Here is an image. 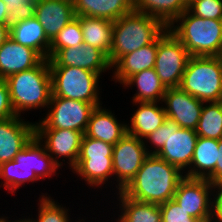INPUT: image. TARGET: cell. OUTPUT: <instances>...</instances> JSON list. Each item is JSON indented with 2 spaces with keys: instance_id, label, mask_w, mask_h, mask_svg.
I'll return each instance as SVG.
<instances>
[{
  "instance_id": "5",
  "label": "cell",
  "mask_w": 222,
  "mask_h": 222,
  "mask_svg": "<svg viewBox=\"0 0 222 222\" xmlns=\"http://www.w3.org/2000/svg\"><path fill=\"white\" fill-rule=\"evenodd\" d=\"M197 138L195 130L181 128L175 121L166 118L144 139V144L149 155L166 160L184 173L190 167Z\"/></svg>"
},
{
  "instance_id": "6",
  "label": "cell",
  "mask_w": 222,
  "mask_h": 222,
  "mask_svg": "<svg viewBox=\"0 0 222 222\" xmlns=\"http://www.w3.org/2000/svg\"><path fill=\"white\" fill-rule=\"evenodd\" d=\"M167 28L190 56H217L222 48V20L200 18L185 10Z\"/></svg>"
},
{
  "instance_id": "37",
  "label": "cell",
  "mask_w": 222,
  "mask_h": 222,
  "mask_svg": "<svg viewBox=\"0 0 222 222\" xmlns=\"http://www.w3.org/2000/svg\"><path fill=\"white\" fill-rule=\"evenodd\" d=\"M219 157L217 159L215 170L206 178L211 184L222 183V138L218 140Z\"/></svg>"
},
{
  "instance_id": "30",
  "label": "cell",
  "mask_w": 222,
  "mask_h": 222,
  "mask_svg": "<svg viewBox=\"0 0 222 222\" xmlns=\"http://www.w3.org/2000/svg\"><path fill=\"white\" fill-rule=\"evenodd\" d=\"M195 131L200 137L217 140L222 138V101L203 103Z\"/></svg>"
},
{
  "instance_id": "26",
  "label": "cell",
  "mask_w": 222,
  "mask_h": 222,
  "mask_svg": "<svg viewBox=\"0 0 222 222\" xmlns=\"http://www.w3.org/2000/svg\"><path fill=\"white\" fill-rule=\"evenodd\" d=\"M218 157V140L198 136L190 167L184 176L206 179L215 170Z\"/></svg>"
},
{
  "instance_id": "9",
  "label": "cell",
  "mask_w": 222,
  "mask_h": 222,
  "mask_svg": "<svg viewBox=\"0 0 222 222\" xmlns=\"http://www.w3.org/2000/svg\"><path fill=\"white\" fill-rule=\"evenodd\" d=\"M52 78V96L102 105L98 73L70 66H49ZM101 88V89H100Z\"/></svg>"
},
{
  "instance_id": "31",
  "label": "cell",
  "mask_w": 222,
  "mask_h": 222,
  "mask_svg": "<svg viewBox=\"0 0 222 222\" xmlns=\"http://www.w3.org/2000/svg\"><path fill=\"white\" fill-rule=\"evenodd\" d=\"M38 199V214L36 215V218H33L31 214L28 216V218L31 220V222H79L82 217H78L77 220H73V217L70 218L71 212L64 206L63 204H60L58 200H55L51 197V195L47 193H41L39 195Z\"/></svg>"
},
{
  "instance_id": "1",
  "label": "cell",
  "mask_w": 222,
  "mask_h": 222,
  "mask_svg": "<svg viewBox=\"0 0 222 222\" xmlns=\"http://www.w3.org/2000/svg\"><path fill=\"white\" fill-rule=\"evenodd\" d=\"M184 177L177 166L149 155L122 192L131 199L160 205L173 199L178 183Z\"/></svg>"
},
{
  "instance_id": "3",
  "label": "cell",
  "mask_w": 222,
  "mask_h": 222,
  "mask_svg": "<svg viewBox=\"0 0 222 222\" xmlns=\"http://www.w3.org/2000/svg\"><path fill=\"white\" fill-rule=\"evenodd\" d=\"M4 80L8 86L16 116L24 117L25 112L37 109L40 113L43 111L46 113L52 96V78L48 59H44L36 67L10 75ZM41 108L44 110L42 111Z\"/></svg>"
},
{
  "instance_id": "41",
  "label": "cell",
  "mask_w": 222,
  "mask_h": 222,
  "mask_svg": "<svg viewBox=\"0 0 222 222\" xmlns=\"http://www.w3.org/2000/svg\"><path fill=\"white\" fill-rule=\"evenodd\" d=\"M8 37L9 29L5 25L0 24V47L7 40Z\"/></svg>"
},
{
  "instance_id": "7",
  "label": "cell",
  "mask_w": 222,
  "mask_h": 222,
  "mask_svg": "<svg viewBox=\"0 0 222 222\" xmlns=\"http://www.w3.org/2000/svg\"><path fill=\"white\" fill-rule=\"evenodd\" d=\"M113 146L84 134L78 160L71 172L76 174L82 183L84 181L88 188L98 189L105 184L106 187L103 188H108L107 186L113 182L111 181L113 180Z\"/></svg>"
},
{
  "instance_id": "21",
  "label": "cell",
  "mask_w": 222,
  "mask_h": 222,
  "mask_svg": "<svg viewBox=\"0 0 222 222\" xmlns=\"http://www.w3.org/2000/svg\"><path fill=\"white\" fill-rule=\"evenodd\" d=\"M137 106L126 123L127 133L144 140L157 130L167 118L162 102H132ZM161 104V105H160Z\"/></svg>"
},
{
  "instance_id": "44",
  "label": "cell",
  "mask_w": 222,
  "mask_h": 222,
  "mask_svg": "<svg viewBox=\"0 0 222 222\" xmlns=\"http://www.w3.org/2000/svg\"><path fill=\"white\" fill-rule=\"evenodd\" d=\"M218 59L220 60L221 66H222V48L220 49L219 54L217 55Z\"/></svg>"
},
{
  "instance_id": "22",
  "label": "cell",
  "mask_w": 222,
  "mask_h": 222,
  "mask_svg": "<svg viewBox=\"0 0 222 222\" xmlns=\"http://www.w3.org/2000/svg\"><path fill=\"white\" fill-rule=\"evenodd\" d=\"M158 49V38L151 44L122 56L112 66V80L120 86L133 74L154 68Z\"/></svg>"
},
{
  "instance_id": "28",
  "label": "cell",
  "mask_w": 222,
  "mask_h": 222,
  "mask_svg": "<svg viewBox=\"0 0 222 222\" xmlns=\"http://www.w3.org/2000/svg\"><path fill=\"white\" fill-rule=\"evenodd\" d=\"M75 17L80 21L84 43L98 48L109 57L113 38V22L103 18Z\"/></svg>"
},
{
  "instance_id": "19",
  "label": "cell",
  "mask_w": 222,
  "mask_h": 222,
  "mask_svg": "<svg viewBox=\"0 0 222 222\" xmlns=\"http://www.w3.org/2000/svg\"><path fill=\"white\" fill-rule=\"evenodd\" d=\"M35 17L52 41L75 18L74 6L68 0H36Z\"/></svg>"
},
{
  "instance_id": "15",
  "label": "cell",
  "mask_w": 222,
  "mask_h": 222,
  "mask_svg": "<svg viewBox=\"0 0 222 222\" xmlns=\"http://www.w3.org/2000/svg\"><path fill=\"white\" fill-rule=\"evenodd\" d=\"M49 66H70L90 70L103 75L112 71L108 56L98 48L82 43L79 46L59 49L51 58Z\"/></svg>"
},
{
  "instance_id": "33",
  "label": "cell",
  "mask_w": 222,
  "mask_h": 222,
  "mask_svg": "<svg viewBox=\"0 0 222 222\" xmlns=\"http://www.w3.org/2000/svg\"><path fill=\"white\" fill-rule=\"evenodd\" d=\"M187 10L200 18L222 20V0H190Z\"/></svg>"
},
{
  "instance_id": "16",
  "label": "cell",
  "mask_w": 222,
  "mask_h": 222,
  "mask_svg": "<svg viewBox=\"0 0 222 222\" xmlns=\"http://www.w3.org/2000/svg\"><path fill=\"white\" fill-rule=\"evenodd\" d=\"M203 103L180 87L167 88L162 100L167 118L192 130L197 128Z\"/></svg>"
},
{
  "instance_id": "14",
  "label": "cell",
  "mask_w": 222,
  "mask_h": 222,
  "mask_svg": "<svg viewBox=\"0 0 222 222\" xmlns=\"http://www.w3.org/2000/svg\"><path fill=\"white\" fill-rule=\"evenodd\" d=\"M83 133L70 129H35V136L60 166L72 169L78 160ZM66 161V163H65Z\"/></svg>"
},
{
  "instance_id": "13",
  "label": "cell",
  "mask_w": 222,
  "mask_h": 222,
  "mask_svg": "<svg viewBox=\"0 0 222 222\" xmlns=\"http://www.w3.org/2000/svg\"><path fill=\"white\" fill-rule=\"evenodd\" d=\"M173 199L191 217L200 222H214V185L207 179L184 177Z\"/></svg>"
},
{
  "instance_id": "35",
  "label": "cell",
  "mask_w": 222,
  "mask_h": 222,
  "mask_svg": "<svg viewBox=\"0 0 222 222\" xmlns=\"http://www.w3.org/2000/svg\"><path fill=\"white\" fill-rule=\"evenodd\" d=\"M35 3L36 0H28L24 2L21 7H14L12 10H9L5 20V26L10 29L22 20L34 17Z\"/></svg>"
},
{
  "instance_id": "42",
  "label": "cell",
  "mask_w": 222,
  "mask_h": 222,
  "mask_svg": "<svg viewBox=\"0 0 222 222\" xmlns=\"http://www.w3.org/2000/svg\"><path fill=\"white\" fill-rule=\"evenodd\" d=\"M9 218L10 217H6L4 214H2V216L0 215V222H17V220L18 219H15V218H13L14 219V221L13 220H9Z\"/></svg>"
},
{
  "instance_id": "11",
  "label": "cell",
  "mask_w": 222,
  "mask_h": 222,
  "mask_svg": "<svg viewBox=\"0 0 222 222\" xmlns=\"http://www.w3.org/2000/svg\"><path fill=\"white\" fill-rule=\"evenodd\" d=\"M190 54L168 28L158 37L155 71L166 88L179 87Z\"/></svg>"
},
{
  "instance_id": "23",
  "label": "cell",
  "mask_w": 222,
  "mask_h": 222,
  "mask_svg": "<svg viewBox=\"0 0 222 222\" xmlns=\"http://www.w3.org/2000/svg\"><path fill=\"white\" fill-rule=\"evenodd\" d=\"M75 16H87L116 21L135 11L134 0H75Z\"/></svg>"
},
{
  "instance_id": "39",
  "label": "cell",
  "mask_w": 222,
  "mask_h": 222,
  "mask_svg": "<svg viewBox=\"0 0 222 222\" xmlns=\"http://www.w3.org/2000/svg\"><path fill=\"white\" fill-rule=\"evenodd\" d=\"M8 15V7L5 2L0 0V24L5 25V20Z\"/></svg>"
},
{
  "instance_id": "17",
  "label": "cell",
  "mask_w": 222,
  "mask_h": 222,
  "mask_svg": "<svg viewBox=\"0 0 222 222\" xmlns=\"http://www.w3.org/2000/svg\"><path fill=\"white\" fill-rule=\"evenodd\" d=\"M24 118L14 116L0 120V165L14 160L35 136V122Z\"/></svg>"
},
{
  "instance_id": "34",
  "label": "cell",
  "mask_w": 222,
  "mask_h": 222,
  "mask_svg": "<svg viewBox=\"0 0 222 222\" xmlns=\"http://www.w3.org/2000/svg\"><path fill=\"white\" fill-rule=\"evenodd\" d=\"M162 222H200L191 217L183 208H181L174 199L160 204Z\"/></svg>"
},
{
  "instance_id": "40",
  "label": "cell",
  "mask_w": 222,
  "mask_h": 222,
  "mask_svg": "<svg viewBox=\"0 0 222 222\" xmlns=\"http://www.w3.org/2000/svg\"><path fill=\"white\" fill-rule=\"evenodd\" d=\"M2 1L7 4L8 11H9V10H12L14 7H18V8L21 7L23 3L28 0H2Z\"/></svg>"
},
{
  "instance_id": "4",
  "label": "cell",
  "mask_w": 222,
  "mask_h": 222,
  "mask_svg": "<svg viewBox=\"0 0 222 222\" xmlns=\"http://www.w3.org/2000/svg\"><path fill=\"white\" fill-rule=\"evenodd\" d=\"M166 29L158 18L136 11L118 18L113 22L111 66L122 56L153 43Z\"/></svg>"
},
{
  "instance_id": "18",
  "label": "cell",
  "mask_w": 222,
  "mask_h": 222,
  "mask_svg": "<svg viewBox=\"0 0 222 222\" xmlns=\"http://www.w3.org/2000/svg\"><path fill=\"white\" fill-rule=\"evenodd\" d=\"M43 60L36 50L8 37L0 47V79L36 67Z\"/></svg>"
},
{
  "instance_id": "2",
  "label": "cell",
  "mask_w": 222,
  "mask_h": 222,
  "mask_svg": "<svg viewBox=\"0 0 222 222\" xmlns=\"http://www.w3.org/2000/svg\"><path fill=\"white\" fill-rule=\"evenodd\" d=\"M59 168L60 166L48 154L45 146L34 136L14 160L0 165V187L2 186L5 192L8 191L14 196L20 187L25 186V183L33 184L46 178L50 180L55 175L59 177Z\"/></svg>"
},
{
  "instance_id": "27",
  "label": "cell",
  "mask_w": 222,
  "mask_h": 222,
  "mask_svg": "<svg viewBox=\"0 0 222 222\" xmlns=\"http://www.w3.org/2000/svg\"><path fill=\"white\" fill-rule=\"evenodd\" d=\"M9 37L21 45L36 50L44 59L49 58L51 41L35 16L22 20L10 28Z\"/></svg>"
},
{
  "instance_id": "29",
  "label": "cell",
  "mask_w": 222,
  "mask_h": 222,
  "mask_svg": "<svg viewBox=\"0 0 222 222\" xmlns=\"http://www.w3.org/2000/svg\"><path fill=\"white\" fill-rule=\"evenodd\" d=\"M135 11L158 18L167 27L188 9L187 0H134Z\"/></svg>"
},
{
  "instance_id": "12",
  "label": "cell",
  "mask_w": 222,
  "mask_h": 222,
  "mask_svg": "<svg viewBox=\"0 0 222 222\" xmlns=\"http://www.w3.org/2000/svg\"><path fill=\"white\" fill-rule=\"evenodd\" d=\"M148 156L144 140L128 133L113 146L111 186L115 184L116 187L112 189L115 193L122 191L131 182Z\"/></svg>"
},
{
  "instance_id": "43",
  "label": "cell",
  "mask_w": 222,
  "mask_h": 222,
  "mask_svg": "<svg viewBox=\"0 0 222 222\" xmlns=\"http://www.w3.org/2000/svg\"><path fill=\"white\" fill-rule=\"evenodd\" d=\"M23 218H18L17 222H31V220L25 215ZM26 217V218H25Z\"/></svg>"
},
{
  "instance_id": "10",
  "label": "cell",
  "mask_w": 222,
  "mask_h": 222,
  "mask_svg": "<svg viewBox=\"0 0 222 222\" xmlns=\"http://www.w3.org/2000/svg\"><path fill=\"white\" fill-rule=\"evenodd\" d=\"M95 107L79 100L51 97L47 113L35 121V129H70L85 134Z\"/></svg>"
},
{
  "instance_id": "24",
  "label": "cell",
  "mask_w": 222,
  "mask_h": 222,
  "mask_svg": "<svg viewBox=\"0 0 222 222\" xmlns=\"http://www.w3.org/2000/svg\"><path fill=\"white\" fill-rule=\"evenodd\" d=\"M117 197V217L115 222H162L161 210L158 204L140 202L127 197L122 191L114 193ZM119 202V203H118ZM119 206V207H118Z\"/></svg>"
},
{
  "instance_id": "8",
  "label": "cell",
  "mask_w": 222,
  "mask_h": 222,
  "mask_svg": "<svg viewBox=\"0 0 222 222\" xmlns=\"http://www.w3.org/2000/svg\"><path fill=\"white\" fill-rule=\"evenodd\" d=\"M202 102L222 101V66L217 56H190L179 86Z\"/></svg>"
},
{
  "instance_id": "20",
  "label": "cell",
  "mask_w": 222,
  "mask_h": 222,
  "mask_svg": "<svg viewBox=\"0 0 222 222\" xmlns=\"http://www.w3.org/2000/svg\"><path fill=\"white\" fill-rule=\"evenodd\" d=\"M111 109L95 107L91 113L85 135L90 138L99 139L111 145H115L125 134L127 125L124 121H119Z\"/></svg>"
},
{
  "instance_id": "38",
  "label": "cell",
  "mask_w": 222,
  "mask_h": 222,
  "mask_svg": "<svg viewBox=\"0 0 222 222\" xmlns=\"http://www.w3.org/2000/svg\"><path fill=\"white\" fill-rule=\"evenodd\" d=\"M214 222H222V183L214 185Z\"/></svg>"
},
{
  "instance_id": "32",
  "label": "cell",
  "mask_w": 222,
  "mask_h": 222,
  "mask_svg": "<svg viewBox=\"0 0 222 222\" xmlns=\"http://www.w3.org/2000/svg\"><path fill=\"white\" fill-rule=\"evenodd\" d=\"M82 43H84L82 27L80 21L75 17L51 41L49 58H51L59 49L79 46Z\"/></svg>"
},
{
  "instance_id": "45",
  "label": "cell",
  "mask_w": 222,
  "mask_h": 222,
  "mask_svg": "<svg viewBox=\"0 0 222 222\" xmlns=\"http://www.w3.org/2000/svg\"><path fill=\"white\" fill-rule=\"evenodd\" d=\"M86 219H88V218H83V219H81L79 222H85L86 221Z\"/></svg>"
},
{
  "instance_id": "36",
  "label": "cell",
  "mask_w": 222,
  "mask_h": 222,
  "mask_svg": "<svg viewBox=\"0 0 222 222\" xmlns=\"http://www.w3.org/2000/svg\"><path fill=\"white\" fill-rule=\"evenodd\" d=\"M16 116L10 99L7 83L0 79V120Z\"/></svg>"
},
{
  "instance_id": "25",
  "label": "cell",
  "mask_w": 222,
  "mask_h": 222,
  "mask_svg": "<svg viewBox=\"0 0 222 222\" xmlns=\"http://www.w3.org/2000/svg\"><path fill=\"white\" fill-rule=\"evenodd\" d=\"M128 90L136 87L132 102H162L166 87L161 82L155 68L143 70L130 76L123 84ZM129 87V88H128Z\"/></svg>"
}]
</instances>
